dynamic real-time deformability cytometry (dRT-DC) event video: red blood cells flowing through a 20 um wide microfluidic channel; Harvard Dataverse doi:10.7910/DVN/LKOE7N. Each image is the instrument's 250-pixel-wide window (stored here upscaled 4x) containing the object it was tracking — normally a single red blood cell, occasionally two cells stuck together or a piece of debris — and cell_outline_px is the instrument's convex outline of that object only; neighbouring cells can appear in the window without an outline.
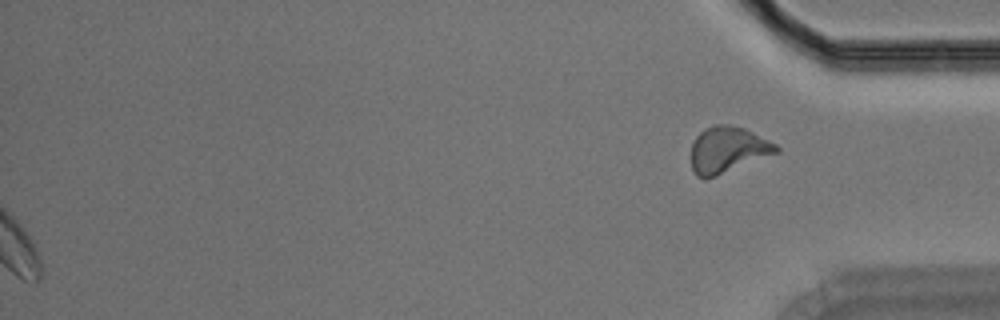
{"species": "Egyptian fruit bat (a non-hibernating species)", "species_latin": "Rousettus aegyptiacus", "temperature_condition": "room temperature", "stored_images_in_passage": 40, "segment_of_instrument_passage": [2, 2], "camera_frame_rate_fps": 3000, "um_per_image_px": 0.085, "animal": {"sex": "male"}, "frame": {"image": 1, "passage_image": 40, "time_ms": 13.0, "image_size_px": [1000, 320], "cell_outline_px": [[780, 152], [716, 176], [704, 180], [696, 176], [692, 168], [692, 140], [704, 128], [716, 124], [728, 124], [744, 128], [776, 144], [780, 148]], "centroid_in_image_um": [61.84, 12.73], "position_along_channel_um": 373.4, "area_um2": 23.0}}